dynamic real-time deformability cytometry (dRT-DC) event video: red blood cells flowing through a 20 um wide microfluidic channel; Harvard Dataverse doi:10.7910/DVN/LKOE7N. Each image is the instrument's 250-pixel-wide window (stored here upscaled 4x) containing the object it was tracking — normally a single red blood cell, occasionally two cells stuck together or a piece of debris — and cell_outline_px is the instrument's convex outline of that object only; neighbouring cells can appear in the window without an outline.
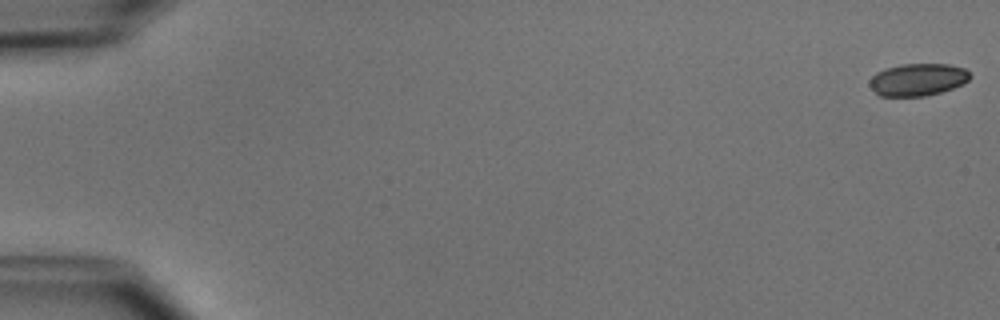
{"species": "common noctule bat (a hibernating species)", "species_latin": "Nyctalus noctula", "temperature_condition": "cold", "stored_images_in_passage": 49, "camera_frame_rate_fps": 3000, "um_per_image_px": 0.085, "animal": {"sex": "male", "body_mass_g": 15.6}, "frame": {"image": 1, "passage_image": 1, "time_ms": 0.0, "image_size_px": [1000, 320], "cell_outline_px": [[972, 76], [964, 84], [940, 92], [924, 96], [880, 96], [868, 84], [868, 80], [876, 72], [884, 68], [900, 64], [948, 64], [964, 68]], "centroid_in_image_um": [77.99, 6.76], "position_along_channel_um": 7.0, "area_um2": 19.02}}
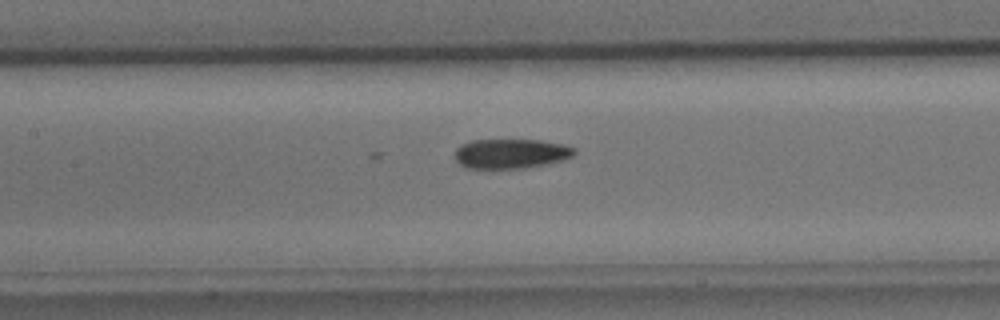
{"frame": {"image": 2, "passage_image": 25, "time_ms": 8.0, "image_size_px": [1000, 320], "cell_outline_px": [[576, 152], [572, 156], [564, 160], [524, 168], [464, 168], [456, 160], [456, 148], [460, 144], [472, 140], [540, 140], [564, 144], [576, 148]], "centroid_in_image_um": [43.43, 13.05], "position_along_channel_um": 164.0, "area_um2": 20.69}}
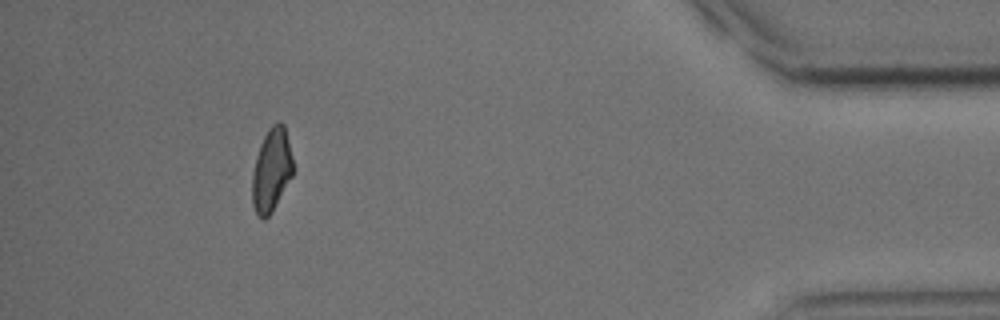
{"frame": {"image": 3, "passage_image": 48, "time_ms": 15.667, "image_size_px": [1000, 320], "cell_outline_px": [[296, 168], [292, 176], [272, 212], [264, 220], [260, 220], [252, 204], [248, 172], [260, 144], [268, 128], [272, 124], [284, 124]], "centroid_in_image_um": [23.02, 14.49], "position_along_channel_um": 412.2, "area_um2": 20.92}}